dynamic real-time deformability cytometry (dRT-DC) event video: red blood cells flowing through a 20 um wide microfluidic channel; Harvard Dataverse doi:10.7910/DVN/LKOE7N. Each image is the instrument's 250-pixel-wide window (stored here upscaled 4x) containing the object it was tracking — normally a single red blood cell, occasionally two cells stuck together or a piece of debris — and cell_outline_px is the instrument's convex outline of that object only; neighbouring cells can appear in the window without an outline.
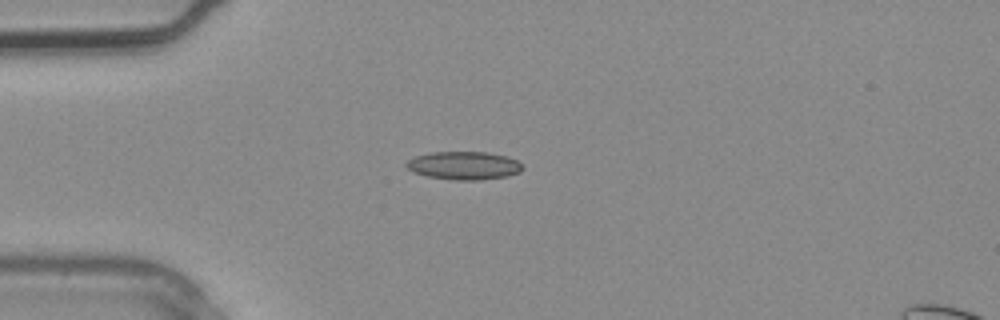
{"species": "common noctule bat (a hibernating species)", "species_latin": "Nyctalus noctula", "temperature_condition": "warm", "stored_images_in_passage": 1, "camera_frame_rate_fps": 3000, "um_per_image_px": 0.085, "animal": {"sex": "male", "body_mass_g": 20.4}, "frame": {"image": 1, "passage_image": 1, "time_ms": 0.0, "image_size_px": [1000, 320], "cell_outline_px": [[524, 168], [520, 172], [508, 176], [480, 180], [456, 180], [428, 176], [412, 172], [404, 164], [408, 160], [416, 156], [432, 152], [488, 152], [508, 156], [516, 160]], "centroid_in_image_um": [39.45, 14.07], "position_along_channel_um": 45.6, "area_um2": 19.07}}